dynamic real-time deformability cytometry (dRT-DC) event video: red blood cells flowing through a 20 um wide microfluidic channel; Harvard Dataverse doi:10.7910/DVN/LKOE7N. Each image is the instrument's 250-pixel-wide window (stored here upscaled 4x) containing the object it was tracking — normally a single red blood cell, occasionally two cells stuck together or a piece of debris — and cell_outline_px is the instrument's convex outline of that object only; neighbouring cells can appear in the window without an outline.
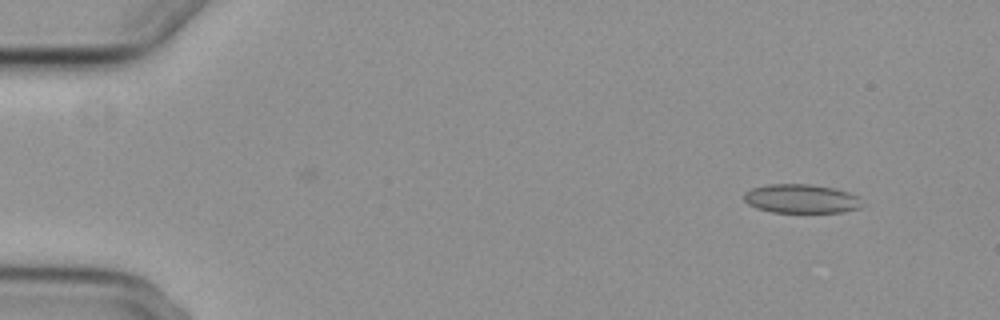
{"species": "common noctule bat (a hibernating species)", "species_latin": "Nyctalus noctula", "temperature_condition": "cold", "stored_images_in_passage": 6, "camera_frame_rate_fps": 3000, "um_per_image_px": 0.085, "animal": {"sex": "female", "body_mass_g": 29.2, "forearm_length_mm": 56.3}, "frame": {"image": 1, "passage_image": 1, "time_ms": 0.0, "image_size_px": [1000, 320], "cell_outline_px": [[860, 208], [840, 212], [772, 212], [756, 208], [748, 204], [744, 200], [744, 192], [752, 188], [768, 184], [808, 184], [832, 188], [848, 192], [860, 196]], "centroid_in_image_um": [68.07, 16.89], "position_along_channel_um": 16.9, "area_um2": 19.83}}
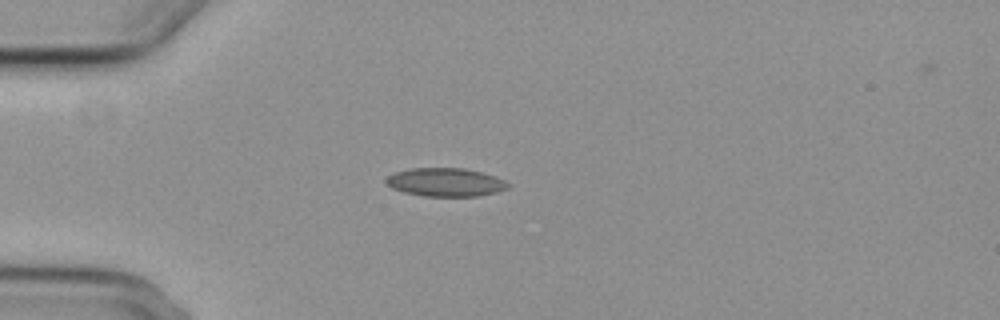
{"frame": {"image": 2, "passage_image": 4, "time_ms": 3.333, "image_size_px": [1000, 320], "cell_outline_px": [[508, 188], [496, 192], [476, 196], [424, 196], [404, 192], [392, 188], [384, 180], [388, 176], [396, 172], [412, 168], [464, 168], [496, 176], [504, 180], [508, 184]], "centroid_in_image_um": [37.86, 15.49], "position_along_channel_um": 47.1, "area_um2": 20.0}}
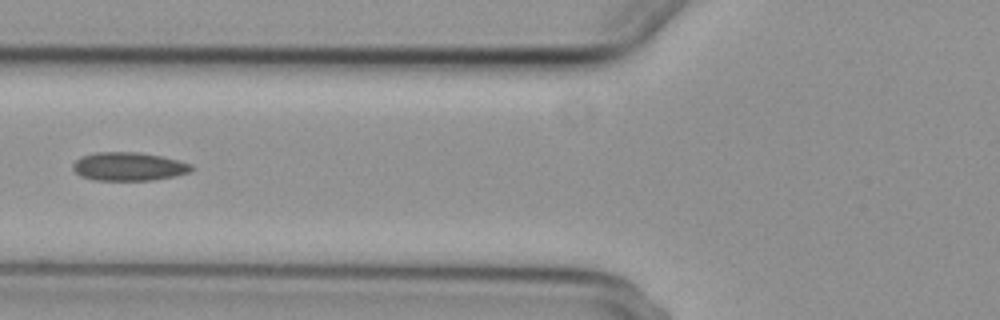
{"frame": {"image": 3, "passage_image": 6, "time_ms": 5.667, "image_size_px": [1000, 320], "cell_outline_px": [[196, 168], [188, 172], [176, 176], [152, 180], [92, 180], [80, 176], [72, 168], [72, 164], [80, 156], [96, 152], [140, 152], [160, 156], [192, 164]], "centroid_in_image_um": [10.92, 14.15], "position_along_channel_um": 114.9, "area_um2": 19.77}}